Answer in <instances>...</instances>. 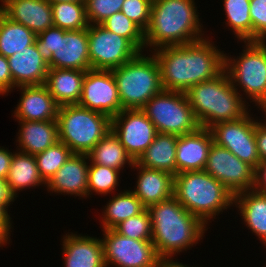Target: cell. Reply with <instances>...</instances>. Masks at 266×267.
<instances>
[{"label": "cell", "mask_w": 266, "mask_h": 267, "mask_svg": "<svg viewBox=\"0 0 266 267\" xmlns=\"http://www.w3.org/2000/svg\"><path fill=\"white\" fill-rule=\"evenodd\" d=\"M264 114L263 119L266 118V111ZM255 139L260 161H266V119H264L262 122V120L259 118V120L256 122Z\"/></svg>", "instance_id": "cell-43"}, {"label": "cell", "mask_w": 266, "mask_h": 267, "mask_svg": "<svg viewBox=\"0 0 266 267\" xmlns=\"http://www.w3.org/2000/svg\"><path fill=\"white\" fill-rule=\"evenodd\" d=\"M62 238L63 267H106L101 237L65 233Z\"/></svg>", "instance_id": "cell-18"}, {"label": "cell", "mask_w": 266, "mask_h": 267, "mask_svg": "<svg viewBox=\"0 0 266 267\" xmlns=\"http://www.w3.org/2000/svg\"><path fill=\"white\" fill-rule=\"evenodd\" d=\"M213 142L210 129L204 127L178 136L175 154L176 174L204 170Z\"/></svg>", "instance_id": "cell-19"}, {"label": "cell", "mask_w": 266, "mask_h": 267, "mask_svg": "<svg viewBox=\"0 0 266 267\" xmlns=\"http://www.w3.org/2000/svg\"><path fill=\"white\" fill-rule=\"evenodd\" d=\"M123 3L124 0H85L89 24H102L114 13L121 12Z\"/></svg>", "instance_id": "cell-38"}, {"label": "cell", "mask_w": 266, "mask_h": 267, "mask_svg": "<svg viewBox=\"0 0 266 267\" xmlns=\"http://www.w3.org/2000/svg\"><path fill=\"white\" fill-rule=\"evenodd\" d=\"M12 91V75L6 57L0 54V95H7Z\"/></svg>", "instance_id": "cell-42"}, {"label": "cell", "mask_w": 266, "mask_h": 267, "mask_svg": "<svg viewBox=\"0 0 266 267\" xmlns=\"http://www.w3.org/2000/svg\"><path fill=\"white\" fill-rule=\"evenodd\" d=\"M90 160L86 154H72L64 165L46 183L48 193L88 198V168Z\"/></svg>", "instance_id": "cell-17"}, {"label": "cell", "mask_w": 266, "mask_h": 267, "mask_svg": "<svg viewBox=\"0 0 266 267\" xmlns=\"http://www.w3.org/2000/svg\"><path fill=\"white\" fill-rule=\"evenodd\" d=\"M20 128L17 133L18 151L35 155L45 151L59 141L56 120L24 121L17 120Z\"/></svg>", "instance_id": "cell-24"}, {"label": "cell", "mask_w": 266, "mask_h": 267, "mask_svg": "<svg viewBox=\"0 0 266 267\" xmlns=\"http://www.w3.org/2000/svg\"><path fill=\"white\" fill-rule=\"evenodd\" d=\"M211 39L205 36L196 42L151 52L158 60L164 90L187 92L193 85L214 79L224 70L225 51Z\"/></svg>", "instance_id": "cell-1"}, {"label": "cell", "mask_w": 266, "mask_h": 267, "mask_svg": "<svg viewBox=\"0 0 266 267\" xmlns=\"http://www.w3.org/2000/svg\"><path fill=\"white\" fill-rule=\"evenodd\" d=\"M87 155L90 163L103 165L119 171L123 170L126 165L132 168L135 163L112 130L98 141Z\"/></svg>", "instance_id": "cell-30"}, {"label": "cell", "mask_w": 266, "mask_h": 267, "mask_svg": "<svg viewBox=\"0 0 266 267\" xmlns=\"http://www.w3.org/2000/svg\"><path fill=\"white\" fill-rule=\"evenodd\" d=\"M87 34L91 69L113 70L140 53L128 39L108 31L101 24L89 25Z\"/></svg>", "instance_id": "cell-11"}, {"label": "cell", "mask_w": 266, "mask_h": 267, "mask_svg": "<svg viewBox=\"0 0 266 267\" xmlns=\"http://www.w3.org/2000/svg\"><path fill=\"white\" fill-rule=\"evenodd\" d=\"M101 25L108 31L128 39L140 52H145L144 31L122 12L114 13Z\"/></svg>", "instance_id": "cell-36"}, {"label": "cell", "mask_w": 266, "mask_h": 267, "mask_svg": "<svg viewBox=\"0 0 266 267\" xmlns=\"http://www.w3.org/2000/svg\"><path fill=\"white\" fill-rule=\"evenodd\" d=\"M35 43L49 68L91 69L87 29L67 31L52 26L39 33Z\"/></svg>", "instance_id": "cell-9"}, {"label": "cell", "mask_w": 266, "mask_h": 267, "mask_svg": "<svg viewBox=\"0 0 266 267\" xmlns=\"http://www.w3.org/2000/svg\"><path fill=\"white\" fill-rule=\"evenodd\" d=\"M78 105L111 119L123 110L112 70L86 71Z\"/></svg>", "instance_id": "cell-16"}, {"label": "cell", "mask_w": 266, "mask_h": 267, "mask_svg": "<svg viewBox=\"0 0 266 267\" xmlns=\"http://www.w3.org/2000/svg\"><path fill=\"white\" fill-rule=\"evenodd\" d=\"M0 11L11 21L22 24L36 35L54 26L48 0H0Z\"/></svg>", "instance_id": "cell-20"}, {"label": "cell", "mask_w": 266, "mask_h": 267, "mask_svg": "<svg viewBox=\"0 0 266 267\" xmlns=\"http://www.w3.org/2000/svg\"><path fill=\"white\" fill-rule=\"evenodd\" d=\"M185 93L200 127L210 129L220 122L238 120L252 110L225 70L214 79L193 85Z\"/></svg>", "instance_id": "cell-4"}, {"label": "cell", "mask_w": 266, "mask_h": 267, "mask_svg": "<svg viewBox=\"0 0 266 267\" xmlns=\"http://www.w3.org/2000/svg\"><path fill=\"white\" fill-rule=\"evenodd\" d=\"M13 153L7 147L0 146V179H6L9 173Z\"/></svg>", "instance_id": "cell-44"}, {"label": "cell", "mask_w": 266, "mask_h": 267, "mask_svg": "<svg viewBox=\"0 0 266 267\" xmlns=\"http://www.w3.org/2000/svg\"><path fill=\"white\" fill-rule=\"evenodd\" d=\"M103 206L100 222V228L113 229L124 220L134 217L142 213L146 207L136 197V195L129 189H123L116 195L114 194L111 199Z\"/></svg>", "instance_id": "cell-29"}, {"label": "cell", "mask_w": 266, "mask_h": 267, "mask_svg": "<svg viewBox=\"0 0 266 267\" xmlns=\"http://www.w3.org/2000/svg\"><path fill=\"white\" fill-rule=\"evenodd\" d=\"M112 73L122 109H141L163 90L160 66L151 52H140L132 60L113 69Z\"/></svg>", "instance_id": "cell-7"}, {"label": "cell", "mask_w": 266, "mask_h": 267, "mask_svg": "<svg viewBox=\"0 0 266 267\" xmlns=\"http://www.w3.org/2000/svg\"><path fill=\"white\" fill-rule=\"evenodd\" d=\"M251 113L238 120L215 124L210 131L217 145L225 147L254 168L260 162L255 139V125L259 119L252 117Z\"/></svg>", "instance_id": "cell-13"}, {"label": "cell", "mask_w": 266, "mask_h": 267, "mask_svg": "<svg viewBox=\"0 0 266 267\" xmlns=\"http://www.w3.org/2000/svg\"><path fill=\"white\" fill-rule=\"evenodd\" d=\"M225 11V25L239 41H252L250 0H222ZM233 30V31H232Z\"/></svg>", "instance_id": "cell-32"}, {"label": "cell", "mask_w": 266, "mask_h": 267, "mask_svg": "<svg viewBox=\"0 0 266 267\" xmlns=\"http://www.w3.org/2000/svg\"><path fill=\"white\" fill-rule=\"evenodd\" d=\"M54 26L67 30L87 29L85 2L51 3Z\"/></svg>", "instance_id": "cell-33"}, {"label": "cell", "mask_w": 266, "mask_h": 267, "mask_svg": "<svg viewBox=\"0 0 266 267\" xmlns=\"http://www.w3.org/2000/svg\"><path fill=\"white\" fill-rule=\"evenodd\" d=\"M153 0H124L121 12L144 32L150 21Z\"/></svg>", "instance_id": "cell-39"}, {"label": "cell", "mask_w": 266, "mask_h": 267, "mask_svg": "<svg viewBox=\"0 0 266 267\" xmlns=\"http://www.w3.org/2000/svg\"><path fill=\"white\" fill-rule=\"evenodd\" d=\"M17 198L11 192L6 179H0V204L4 205L8 210L10 205L15 202Z\"/></svg>", "instance_id": "cell-45"}, {"label": "cell", "mask_w": 266, "mask_h": 267, "mask_svg": "<svg viewBox=\"0 0 266 267\" xmlns=\"http://www.w3.org/2000/svg\"><path fill=\"white\" fill-rule=\"evenodd\" d=\"M152 242L159 257L177 256L198 244L208 227L173 195L150 205Z\"/></svg>", "instance_id": "cell-3"}, {"label": "cell", "mask_w": 266, "mask_h": 267, "mask_svg": "<svg viewBox=\"0 0 266 267\" xmlns=\"http://www.w3.org/2000/svg\"><path fill=\"white\" fill-rule=\"evenodd\" d=\"M178 135L157 133L153 142L139 157V166L176 175V145Z\"/></svg>", "instance_id": "cell-27"}, {"label": "cell", "mask_w": 266, "mask_h": 267, "mask_svg": "<svg viewBox=\"0 0 266 267\" xmlns=\"http://www.w3.org/2000/svg\"><path fill=\"white\" fill-rule=\"evenodd\" d=\"M12 75V90L18 86L44 85L49 70L36 43L7 58Z\"/></svg>", "instance_id": "cell-22"}, {"label": "cell", "mask_w": 266, "mask_h": 267, "mask_svg": "<svg viewBox=\"0 0 266 267\" xmlns=\"http://www.w3.org/2000/svg\"><path fill=\"white\" fill-rule=\"evenodd\" d=\"M113 229L131 239L152 241L151 216L147 208L142 213L122 221Z\"/></svg>", "instance_id": "cell-37"}, {"label": "cell", "mask_w": 266, "mask_h": 267, "mask_svg": "<svg viewBox=\"0 0 266 267\" xmlns=\"http://www.w3.org/2000/svg\"><path fill=\"white\" fill-rule=\"evenodd\" d=\"M50 3L85 2V0H48Z\"/></svg>", "instance_id": "cell-49"}, {"label": "cell", "mask_w": 266, "mask_h": 267, "mask_svg": "<svg viewBox=\"0 0 266 267\" xmlns=\"http://www.w3.org/2000/svg\"><path fill=\"white\" fill-rule=\"evenodd\" d=\"M204 170L221 182L232 196L251 190L253 167L215 142L208 153Z\"/></svg>", "instance_id": "cell-14"}, {"label": "cell", "mask_w": 266, "mask_h": 267, "mask_svg": "<svg viewBox=\"0 0 266 267\" xmlns=\"http://www.w3.org/2000/svg\"><path fill=\"white\" fill-rule=\"evenodd\" d=\"M196 6L195 0H153L150 21L144 32L146 52L207 37Z\"/></svg>", "instance_id": "cell-2"}, {"label": "cell", "mask_w": 266, "mask_h": 267, "mask_svg": "<svg viewBox=\"0 0 266 267\" xmlns=\"http://www.w3.org/2000/svg\"><path fill=\"white\" fill-rule=\"evenodd\" d=\"M233 206L237 208L238 214L244 226L251 231L258 240L266 246V196L254 193L251 190L234 196ZM242 216V217H241Z\"/></svg>", "instance_id": "cell-26"}, {"label": "cell", "mask_w": 266, "mask_h": 267, "mask_svg": "<svg viewBox=\"0 0 266 267\" xmlns=\"http://www.w3.org/2000/svg\"><path fill=\"white\" fill-rule=\"evenodd\" d=\"M111 118L78 104L59 106L57 115L59 141L73 154H88L111 130Z\"/></svg>", "instance_id": "cell-8"}, {"label": "cell", "mask_w": 266, "mask_h": 267, "mask_svg": "<svg viewBox=\"0 0 266 267\" xmlns=\"http://www.w3.org/2000/svg\"><path fill=\"white\" fill-rule=\"evenodd\" d=\"M141 110L154 124L158 133L180 136L194 132L200 127L185 92L163 89Z\"/></svg>", "instance_id": "cell-10"}, {"label": "cell", "mask_w": 266, "mask_h": 267, "mask_svg": "<svg viewBox=\"0 0 266 267\" xmlns=\"http://www.w3.org/2000/svg\"><path fill=\"white\" fill-rule=\"evenodd\" d=\"M36 34L22 24L11 21L0 11V54L8 58L32 45Z\"/></svg>", "instance_id": "cell-31"}, {"label": "cell", "mask_w": 266, "mask_h": 267, "mask_svg": "<svg viewBox=\"0 0 266 267\" xmlns=\"http://www.w3.org/2000/svg\"><path fill=\"white\" fill-rule=\"evenodd\" d=\"M111 130L135 162L158 133L154 124L141 109H123L112 118Z\"/></svg>", "instance_id": "cell-15"}, {"label": "cell", "mask_w": 266, "mask_h": 267, "mask_svg": "<svg viewBox=\"0 0 266 267\" xmlns=\"http://www.w3.org/2000/svg\"><path fill=\"white\" fill-rule=\"evenodd\" d=\"M252 41H266V0H250Z\"/></svg>", "instance_id": "cell-40"}, {"label": "cell", "mask_w": 266, "mask_h": 267, "mask_svg": "<svg viewBox=\"0 0 266 267\" xmlns=\"http://www.w3.org/2000/svg\"><path fill=\"white\" fill-rule=\"evenodd\" d=\"M85 74L75 69L49 68L44 85L59 106L78 104Z\"/></svg>", "instance_id": "cell-25"}, {"label": "cell", "mask_w": 266, "mask_h": 267, "mask_svg": "<svg viewBox=\"0 0 266 267\" xmlns=\"http://www.w3.org/2000/svg\"><path fill=\"white\" fill-rule=\"evenodd\" d=\"M70 148L58 141L45 151L35 154L39 174L47 183L72 155Z\"/></svg>", "instance_id": "cell-35"}, {"label": "cell", "mask_w": 266, "mask_h": 267, "mask_svg": "<svg viewBox=\"0 0 266 267\" xmlns=\"http://www.w3.org/2000/svg\"><path fill=\"white\" fill-rule=\"evenodd\" d=\"M102 231L106 267H157L159 255L152 241L131 239L114 229Z\"/></svg>", "instance_id": "cell-12"}, {"label": "cell", "mask_w": 266, "mask_h": 267, "mask_svg": "<svg viewBox=\"0 0 266 267\" xmlns=\"http://www.w3.org/2000/svg\"><path fill=\"white\" fill-rule=\"evenodd\" d=\"M137 170L136 185L131 191L148 208L173 196L174 175L162 170L139 166L136 162L131 168Z\"/></svg>", "instance_id": "cell-23"}, {"label": "cell", "mask_w": 266, "mask_h": 267, "mask_svg": "<svg viewBox=\"0 0 266 267\" xmlns=\"http://www.w3.org/2000/svg\"><path fill=\"white\" fill-rule=\"evenodd\" d=\"M13 225L12 224H0V247L9 245L11 241V232L13 231ZM12 229V230H11ZM10 242V243H9Z\"/></svg>", "instance_id": "cell-46"}, {"label": "cell", "mask_w": 266, "mask_h": 267, "mask_svg": "<svg viewBox=\"0 0 266 267\" xmlns=\"http://www.w3.org/2000/svg\"><path fill=\"white\" fill-rule=\"evenodd\" d=\"M6 181L16 198L21 191L40 186L46 187V183L39 174L35 156L17 149L13 154Z\"/></svg>", "instance_id": "cell-28"}, {"label": "cell", "mask_w": 266, "mask_h": 267, "mask_svg": "<svg viewBox=\"0 0 266 267\" xmlns=\"http://www.w3.org/2000/svg\"><path fill=\"white\" fill-rule=\"evenodd\" d=\"M173 195L207 227L220 213L234 207V196L205 170L177 173L174 176Z\"/></svg>", "instance_id": "cell-5"}, {"label": "cell", "mask_w": 266, "mask_h": 267, "mask_svg": "<svg viewBox=\"0 0 266 267\" xmlns=\"http://www.w3.org/2000/svg\"><path fill=\"white\" fill-rule=\"evenodd\" d=\"M8 209L0 204V224H12L13 221L11 220L12 218L10 217V211L8 213Z\"/></svg>", "instance_id": "cell-48"}, {"label": "cell", "mask_w": 266, "mask_h": 267, "mask_svg": "<svg viewBox=\"0 0 266 267\" xmlns=\"http://www.w3.org/2000/svg\"><path fill=\"white\" fill-rule=\"evenodd\" d=\"M251 191L266 196V161H260L253 168V181Z\"/></svg>", "instance_id": "cell-41"}, {"label": "cell", "mask_w": 266, "mask_h": 267, "mask_svg": "<svg viewBox=\"0 0 266 267\" xmlns=\"http://www.w3.org/2000/svg\"><path fill=\"white\" fill-rule=\"evenodd\" d=\"M174 259L176 260L177 258L174 256L159 257L157 267H190V265L188 266L187 264H183L182 262L180 263V261L178 262Z\"/></svg>", "instance_id": "cell-47"}, {"label": "cell", "mask_w": 266, "mask_h": 267, "mask_svg": "<svg viewBox=\"0 0 266 267\" xmlns=\"http://www.w3.org/2000/svg\"><path fill=\"white\" fill-rule=\"evenodd\" d=\"M21 97L12 113L16 120L50 121L56 120L59 105L45 85L18 86Z\"/></svg>", "instance_id": "cell-21"}, {"label": "cell", "mask_w": 266, "mask_h": 267, "mask_svg": "<svg viewBox=\"0 0 266 267\" xmlns=\"http://www.w3.org/2000/svg\"><path fill=\"white\" fill-rule=\"evenodd\" d=\"M239 56L224 53V70L234 88L257 110L266 111V41H241ZM230 55V56H229ZM232 56V57H231ZM241 90V91H240ZM245 95V96H243Z\"/></svg>", "instance_id": "cell-6"}, {"label": "cell", "mask_w": 266, "mask_h": 267, "mask_svg": "<svg viewBox=\"0 0 266 267\" xmlns=\"http://www.w3.org/2000/svg\"><path fill=\"white\" fill-rule=\"evenodd\" d=\"M121 171L99 164L89 163L88 168V198L91 195L107 196L114 194L119 186ZM116 189V190H115ZM95 193V194H93Z\"/></svg>", "instance_id": "cell-34"}]
</instances>
